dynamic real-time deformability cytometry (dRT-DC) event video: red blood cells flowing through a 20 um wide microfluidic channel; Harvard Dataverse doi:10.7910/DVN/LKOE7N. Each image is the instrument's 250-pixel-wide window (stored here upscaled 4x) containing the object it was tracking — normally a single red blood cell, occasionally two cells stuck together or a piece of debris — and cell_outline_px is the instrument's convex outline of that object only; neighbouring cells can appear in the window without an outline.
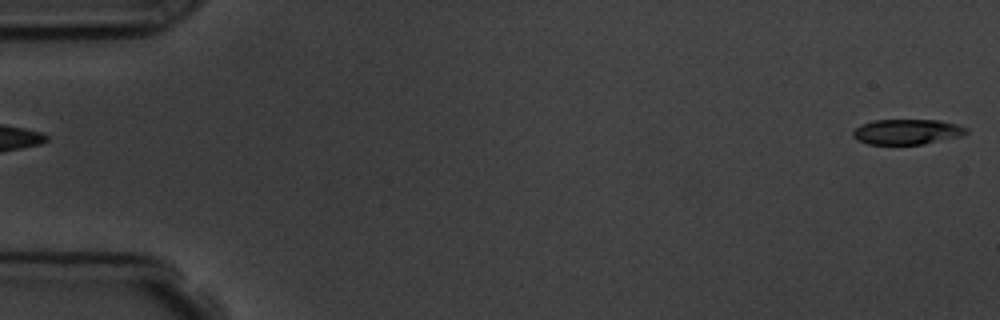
{"species": "common noctule bat (a hibernating species)", "species_latin": "Nyctalus noctula", "temperature_condition": "room temperature", "stored_images_in_passage": 4, "segment_of_instrument_passage": [2, 2], "camera_frame_rate_fps": 3000, "um_per_image_px": 0.085, "animal": {"sex": "male", "body_mass_g": 19.5, "forearm_length_mm": 54.6}, "frame": {"image": 1, "passage_image": 4, "time_ms": 4.333, "image_size_px": [1000, 320], "cell_outline_px": [[968, 132], [956, 136], [924, 144], [868, 144], [852, 136], [852, 132], [860, 124], [872, 120], [940, 120], [956, 124], [968, 128]], "centroid_in_image_um": [77.05, 11.19], "position_along_channel_um": 7.9, "area_um2": 16.47}}